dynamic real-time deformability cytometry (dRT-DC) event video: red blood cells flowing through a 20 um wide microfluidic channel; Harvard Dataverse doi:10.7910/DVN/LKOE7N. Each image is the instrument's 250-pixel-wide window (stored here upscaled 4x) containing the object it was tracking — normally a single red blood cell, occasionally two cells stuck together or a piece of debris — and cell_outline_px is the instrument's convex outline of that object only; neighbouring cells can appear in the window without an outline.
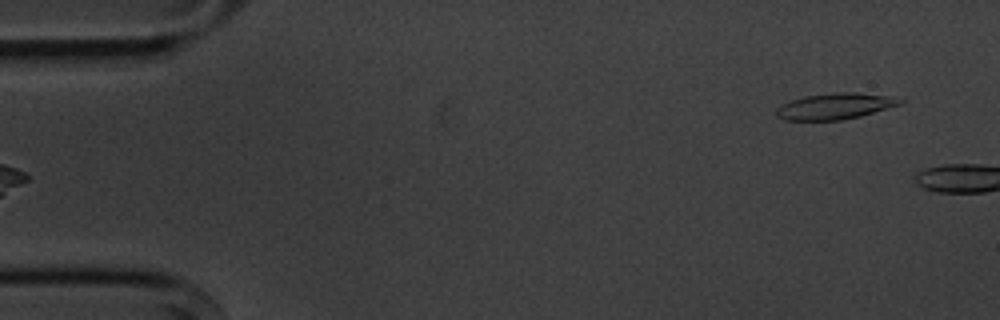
{"species": "common noctule bat (a hibernating species)", "species_latin": "Nyctalus noctula", "temperature_condition": "cold", "stored_images_in_passage": 5, "camera_frame_rate_fps": 3000, "um_per_image_px": 0.085, "animal": {"sex": "male", "body_mass_g": 20.1, "forearm_length_mm": 53.5}, "frame": {"image": 1, "passage_image": 5, "time_ms": 5.667, "image_size_px": [1000, 320], "cell_outline_px": [[904, 100], [900, 104], [860, 116], [844, 120], [784, 120], [776, 116], [776, 108], [780, 104], [804, 96], [840, 92], [852, 92], [892, 96]], "centroid_in_image_um": [70.94, 9.03], "position_along_channel_um": 14.1, "area_um2": 18.73}}